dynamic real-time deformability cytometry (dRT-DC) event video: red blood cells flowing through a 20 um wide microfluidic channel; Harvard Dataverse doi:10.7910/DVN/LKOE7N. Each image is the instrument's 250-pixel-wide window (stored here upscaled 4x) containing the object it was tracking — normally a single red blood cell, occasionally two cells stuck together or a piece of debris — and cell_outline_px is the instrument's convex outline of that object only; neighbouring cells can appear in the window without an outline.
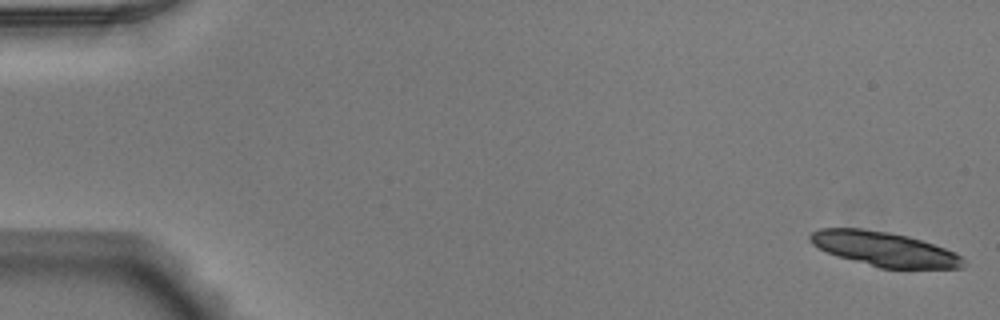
{"species": "Egyptian fruit bat (a non-hibernating species)", "species_latin": "Rousettus aegyptiacus", "temperature_condition": "warm", "stored_images_in_passage": 53, "segment_of_instrument_passage": [1, 2], "camera_frame_rate_fps": 3000, "um_per_image_px": 0.085, "animal": {"sex": "male"}, "frame": {"image": 1, "passage_image": 1, "time_ms": 0.0, "image_size_px": [1000, 320], "cell_outline_px": [[964, 268], [880, 268], [836, 256], [812, 244], [808, 240], [808, 236], [812, 232], [820, 228], [864, 228], [888, 232], [908, 236], [944, 248], [960, 256], [964, 260]], "centroid_in_image_um": [75.11, 21.16], "position_along_channel_um": 9.9, "area_um2": 30.52}}